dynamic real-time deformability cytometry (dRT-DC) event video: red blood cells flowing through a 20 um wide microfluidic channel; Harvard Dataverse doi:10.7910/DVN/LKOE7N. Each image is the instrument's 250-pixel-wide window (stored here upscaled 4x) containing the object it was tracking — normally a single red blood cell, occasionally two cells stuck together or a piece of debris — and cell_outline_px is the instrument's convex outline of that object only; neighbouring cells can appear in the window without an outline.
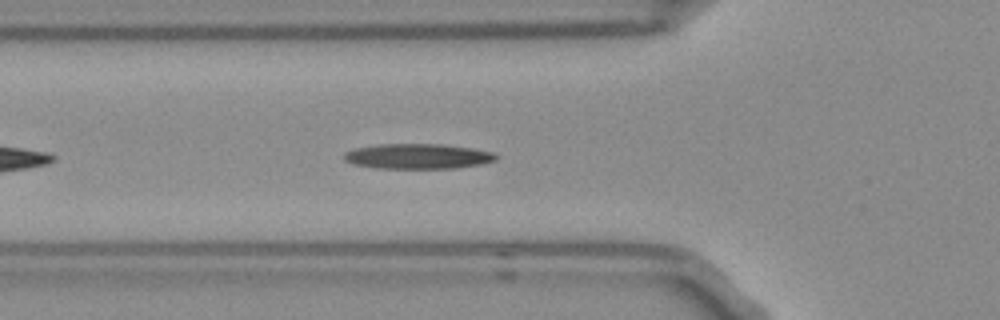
{"species": "Egyptian fruit bat (a non-hibernating species)", "species_latin": "Rousettus aegyptiacus", "temperature_condition": "room temperature", "stored_images_in_passage": 32, "camera_frame_rate_fps": 3000, "um_per_image_px": 0.085, "frame": {"image": 1, "passage_image": 5, "time_ms": 1.333, "image_size_px": [1000, 320], "cell_outline_px": [[496, 160], [480, 164], [456, 168], [376, 168], [352, 164], [344, 160], [344, 152], [356, 148], [380, 144], [440, 144], [472, 148], [492, 152], [496, 156]], "centroid_in_image_um": [35.47, 13.28], "position_along_channel_um": 90.3, "area_um2": 22.14}}
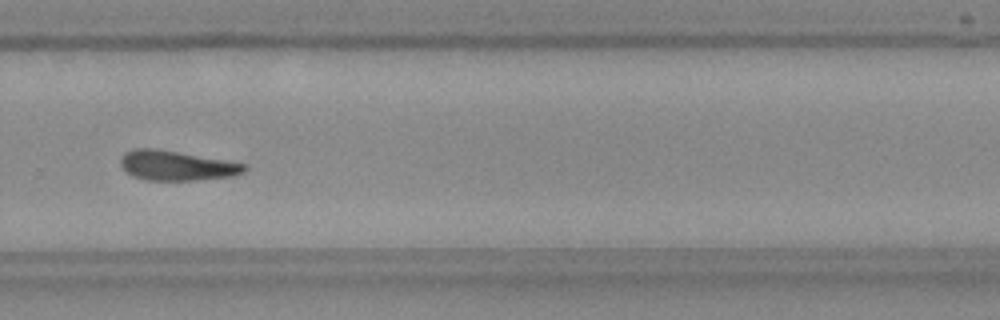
{"frame": {"image": 2, "passage_image": 23, "time_ms": 7.333, "image_size_px": [1000, 320], "cell_outline_px": [[248, 168], [244, 172], [232, 176], [196, 180], [144, 180], [132, 176], [120, 164], [120, 160], [124, 152], [136, 148], [156, 148], [244, 164]], "centroid_in_image_um": [14.96, 14.08], "position_along_channel_um": 314.8, "area_um2": 21.21}}